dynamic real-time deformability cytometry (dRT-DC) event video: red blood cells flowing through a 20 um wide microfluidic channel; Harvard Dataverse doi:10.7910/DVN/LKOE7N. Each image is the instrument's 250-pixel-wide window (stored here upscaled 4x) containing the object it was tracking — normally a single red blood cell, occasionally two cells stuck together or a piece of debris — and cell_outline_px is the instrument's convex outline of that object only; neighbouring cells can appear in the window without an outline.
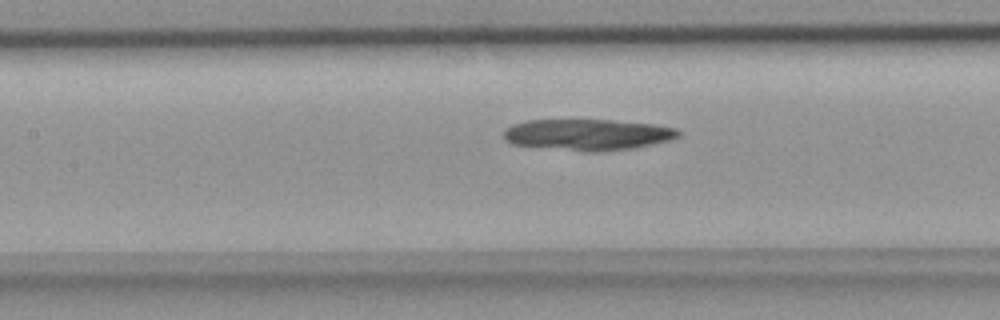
{"species": "common noctule bat (a hibernating species)", "species_latin": "Nyctalus noctula", "temperature_condition": "room temperature", "stored_images_in_passage": 31, "camera_frame_rate_fps": 3000, "um_per_image_px": 0.085, "animal": {"sex": "female", "body_mass_g": 18.4}, "frame": {"image": 1, "passage_image": 11, "time_ms": 3.333, "image_size_px": [1000, 320], "cell_outline_px": [[680, 136], [672, 140], [636, 148], [600, 152], [584, 152], [512, 144], [504, 140], [504, 132], [512, 124], [528, 120], [612, 120], [652, 124], [676, 128], [680, 132]], "centroid_in_image_um": [49.98, 11.46], "position_along_channel_um": 157.4, "area_um2": 32.02}}
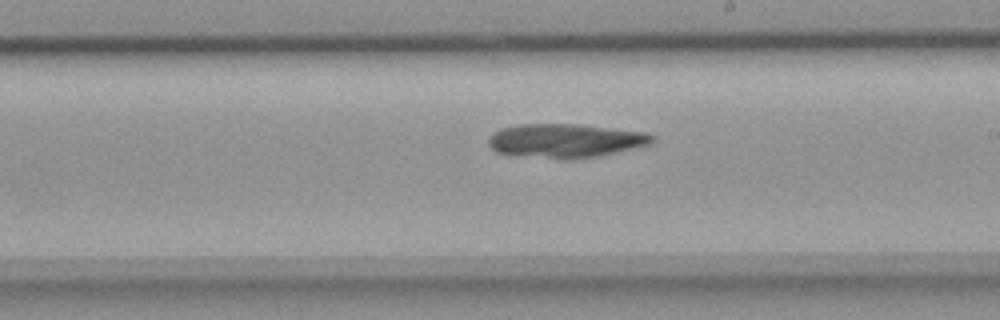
{"frame": {"image": 2, "passage_image": 17, "time_ms": 5.333, "image_size_px": [1000, 320], "cell_outline_px": [[656, 140], [648, 144], [600, 156], [572, 160], [564, 160], [512, 156], [496, 152], [488, 144], [488, 140], [492, 132], [500, 128], [520, 124], [580, 124], [648, 132], [656, 136]], "centroid_in_image_um": [48.03, 11.97], "position_along_channel_um": 241.0, "area_um2": 33.12}}
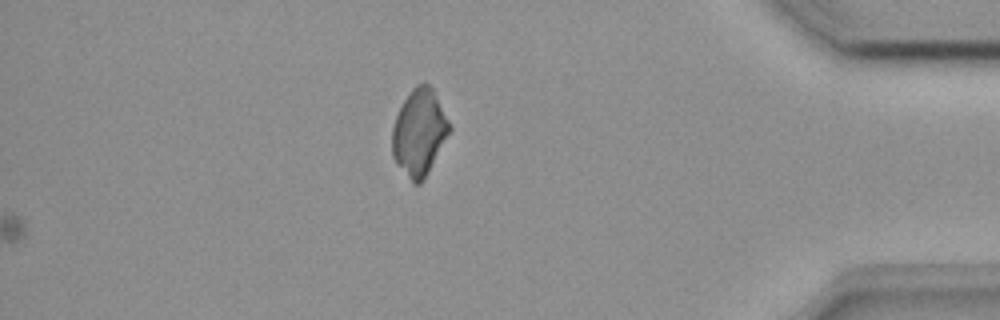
{"frame": {"image": 3, "passage_image": 31, "time_ms": 10.0, "image_size_px": [1000, 320], "cell_outline_px": [[452, 132], [424, 180], [420, 184], [412, 184], [396, 164], [392, 156], [392, 128], [396, 116], [404, 100], [412, 88], [416, 84], [424, 80], [432, 88], [452, 128]], "centroid_in_image_um": [35.64, 11.29], "position_along_channel_um": 399.6, "area_um2": 29.3}}